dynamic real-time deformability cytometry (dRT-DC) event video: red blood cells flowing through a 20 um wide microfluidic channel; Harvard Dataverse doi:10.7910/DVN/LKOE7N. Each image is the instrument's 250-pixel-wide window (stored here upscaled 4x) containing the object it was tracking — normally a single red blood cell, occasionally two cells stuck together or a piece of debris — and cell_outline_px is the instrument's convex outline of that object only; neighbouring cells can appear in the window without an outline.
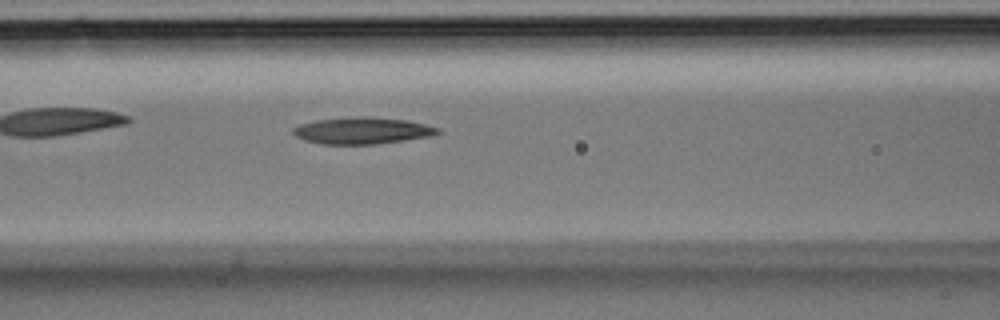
{"species": "Egyptian fruit bat (a non-hibernating species)", "species_latin": "Rousettus aegyptiacus", "temperature_condition": "room temperature", "stored_images_in_passage": 27, "camera_frame_rate_fps": 3000, "um_per_image_px": 0.085, "animal": {"sex": "male"}, "frame": {"image": 1, "passage_image": 7, "time_ms": 2.0, "image_size_px": [1000, 320], "cell_outline_px": [[440, 132], [432, 136], [376, 144], [320, 144], [304, 140], [296, 136], [292, 132], [292, 128], [300, 124], [316, 120], [360, 116], [408, 120], [440, 128]], "centroid_in_image_um": [30.78, 11.11], "position_along_channel_um": 135.8, "area_um2": 22.43}}
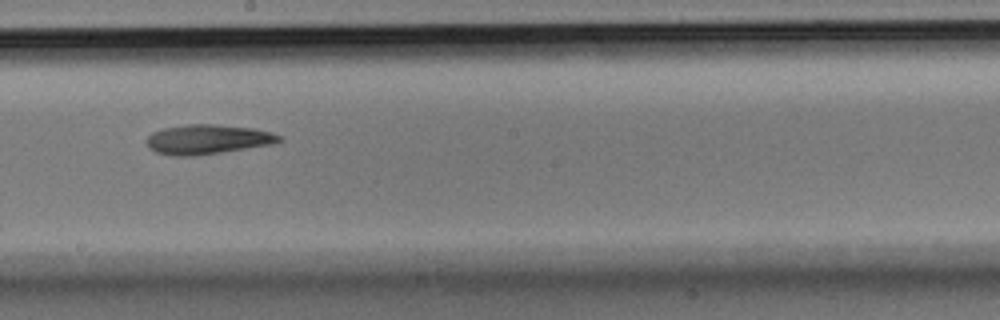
{"frame": {"image": 2, "passage_image": 12, "time_ms": 3.667, "image_size_px": [1000, 320], "cell_outline_px": [[284, 140], [272, 144], [196, 156], [168, 156], [156, 152], [148, 148], [144, 140], [152, 132], [164, 128], [188, 124], [216, 124], [256, 128], [272, 132], [280, 136]], "centroid_in_image_um": [17.62, 11.85], "position_along_channel_um": 230.6, "area_um2": 23.18}}
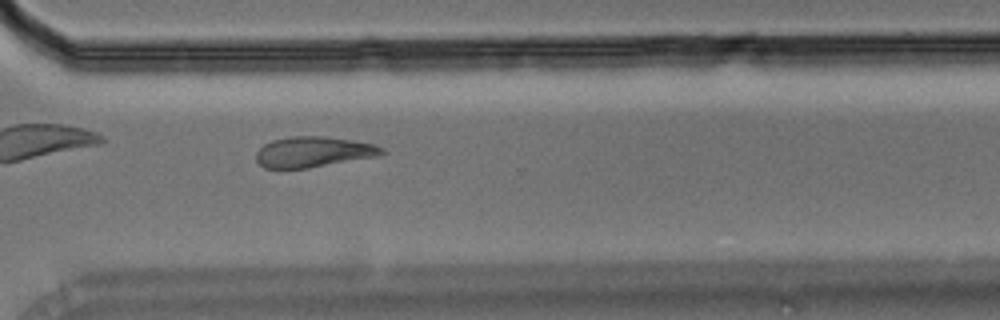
{"frame": {"image": 3, "passage_image": 18, "time_ms": 5.667, "image_size_px": [1000, 320], "cell_outline_px": [[384, 152], [380, 156], [308, 168], [264, 168], [256, 160], [256, 152], [264, 144], [272, 140], [292, 136], [324, 136], [352, 140], [376, 144], [384, 148]], "centroid_in_image_um": [26.66, 12.91], "position_along_channel_um": 343.9, "area_um2": 22.48}}